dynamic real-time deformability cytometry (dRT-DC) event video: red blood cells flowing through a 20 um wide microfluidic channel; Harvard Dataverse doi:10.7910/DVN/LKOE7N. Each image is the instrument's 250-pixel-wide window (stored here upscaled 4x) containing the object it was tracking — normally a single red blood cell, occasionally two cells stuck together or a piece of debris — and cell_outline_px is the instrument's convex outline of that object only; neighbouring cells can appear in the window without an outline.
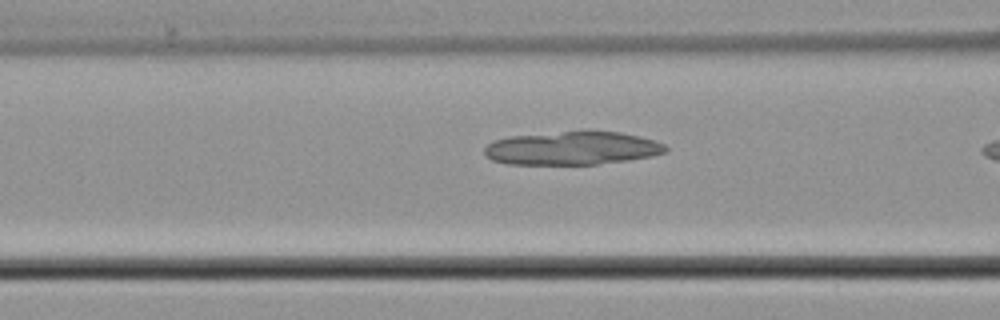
{"species": "common noctule bat (a hibernating species)", "species_latin": "Nyctalus noctula", "temperature_condition": "cold", "stored_images_in_passage": 8, "camera_frame_rate_fps": 3000, "um_per_image_px": 0.085, "animal": {"sex": "male", "body_mass_g": 21.5, "forearm_length_mm": 52.0}, "frame": {"image": 1, "passage_image": 4, "time_ms": 1.0, "image_size_px": [1000, 320], "cell_outline_px": [[668, 152], [652, 156], [628, 160], [596, 164], [508, 164], [492, 160], [484, 156], [484, 148], [492, 140], [508, 136], [584, 128], [588, 128], [620, 132], [640, 136], [656, 140], [664, 144], [668, 148]], "centroid_in_image_um": [48.65, 12.55], "position_along_channel_um": 118.0, "area_um2": 36.53}}
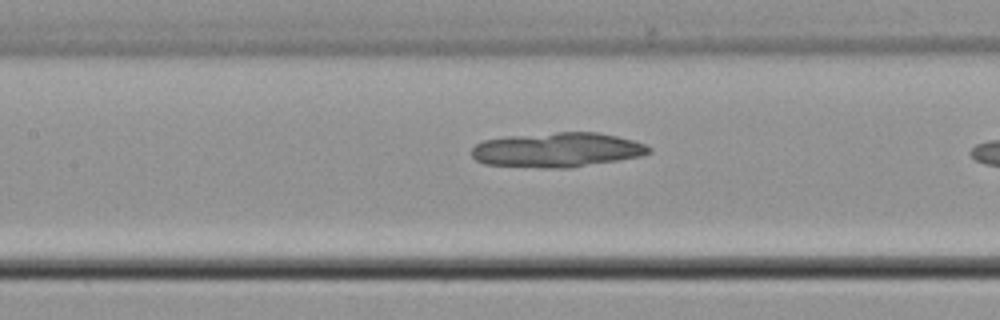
{"frame": {"image": 2, "passage_image": 7, "time_ms": 2.0, "image_size_px": [1000, 320], "cell_outline_px": [[652, 152], [640, 156], [568, 168], [544, 168], [484, 164], [476, 160], [472, 156], [472, 148], [476, 144], [484, 140], [508, 136], [556, 132], [596, 132], [616, 136], [632, 140], [644, 144], [652, 148]], "centroid_in_image_um": [47.34, 12.74], "position_along_channel_um": 160.1, "area_um2": 35.6}}